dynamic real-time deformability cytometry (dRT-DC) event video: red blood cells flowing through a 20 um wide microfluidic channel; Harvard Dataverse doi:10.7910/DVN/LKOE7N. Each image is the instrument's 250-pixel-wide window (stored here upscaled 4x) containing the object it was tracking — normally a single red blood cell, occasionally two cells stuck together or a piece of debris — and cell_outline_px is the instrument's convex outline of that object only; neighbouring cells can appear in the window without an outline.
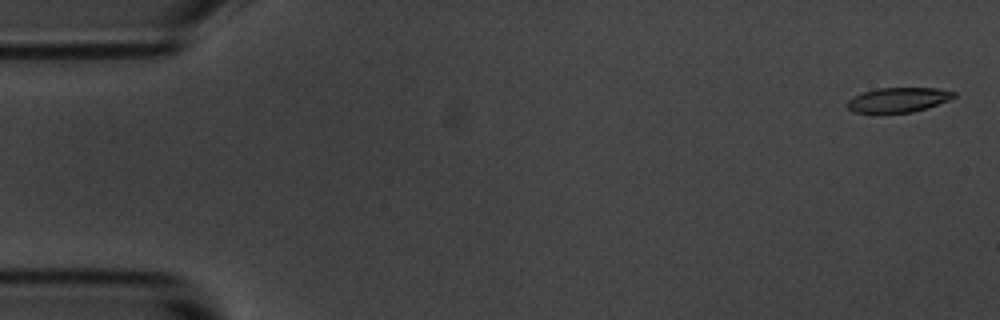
{"species": "common noctule bat (a hibernating species)", "species_latin": "Nyctalus noctula", "temperature_condition": "room temperature", "stored_images_in_passage": 5, "camera_frame_rate_fps": 3000, "um_per_image_px": 0.085, "animal": {"sex": "male", "body_mass_g": 20.1, "forearm_length_mm": 53.5}, "frame": {"image": 1, "passage_image": 1, "time_ms": 0.0, "image_size_px": [1000, 320], "cell_outline_px": [[956, 96], [948, 100], [912, 112], [856, 112], [848, 108], [848, 100], [864, 92], [876, 88], [936, 88], [956, 92]], "centroid_in_image_um": [76.37, 8.47], "position_along_channel_um": 8.6, "area_um2": 14.85}}
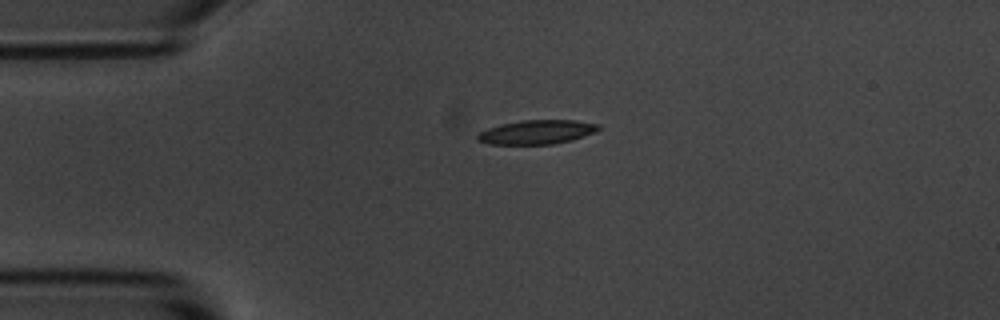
{"frame": {"image": 2, "passage_image": 4, "time_ms": 1.0, "image_size_px": [1000, 320], "cell_outline_px": [[600, 128], [596, 132], [572, 140], [552, 144], [488, 144], [476, 140], [476, 136], [480, 132], [488, 128], [500, 124], [524, 120], [576, 120], [600, 124]], "centroid_in_image_um": [45.64, 11.22], "position_along_channel_um": 39.4, "area_um2": 17.05}}